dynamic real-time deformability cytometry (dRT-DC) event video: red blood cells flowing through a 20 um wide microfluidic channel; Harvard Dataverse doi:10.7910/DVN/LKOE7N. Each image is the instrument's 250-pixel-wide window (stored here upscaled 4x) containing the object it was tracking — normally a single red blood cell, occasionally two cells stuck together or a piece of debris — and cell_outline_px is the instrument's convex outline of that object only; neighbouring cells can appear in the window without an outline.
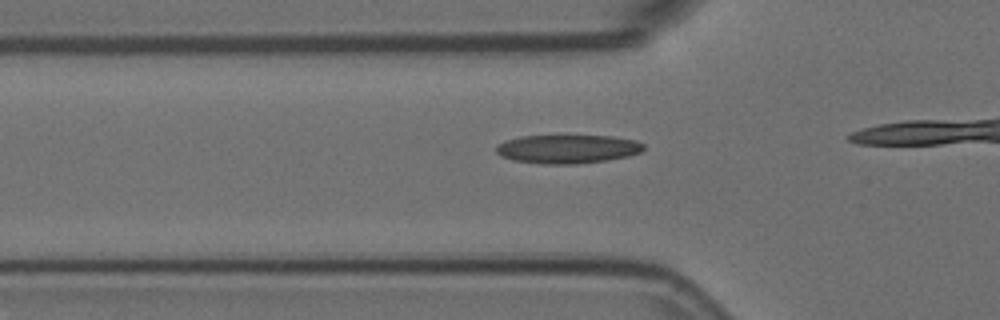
{"species": "Egyptian fruit bat (a non-hibernating species)", "species_latin": "Rousettus aegyptiacus", "temperature_condition": "room temperature", "stored_images_in_passage": 10, "camera_frame_rate_fps": 3000, "um_per_image_px": 0.085, "animal": {"sex": "female"}, "frame": {"image": 1, "passage_image": 5, "time_ms": 1.333, "image_size_px": [1000, 320], "cell_outline_px": [[644, 148], [640, 152], [628, 156], [608, 160], [576, 164], [544, 164], [512, 160], [500, 156], [496, 152], [496, 144], [504, 140], [520, 136], [612, 136], [636, 140], [644, 144]], "centroid_in_image_um": [48.21, 12.66], "position_along_channel_um": 77.6, "area_um2": 24.8}}
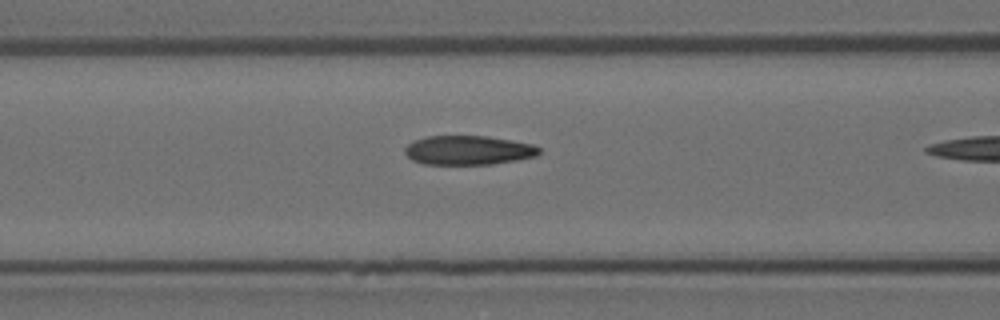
{"frame": {"image": 2, "passage_image": 9, "time_ms": 2.667, "image_size_px": [1000, 320], "cell_outline_px": [[540, 152], [536, 156], [516, 160], [492, 164], [424, 164], [412, 160], [404, 152], [404, 148], [412, 140], [428, 136], [488, 136], [532, 144], [540, 148]], "centroid_in_image_um": [39.78, 12.76], "position_along_channel_um": 126.8, "area_um2": 22.83}}